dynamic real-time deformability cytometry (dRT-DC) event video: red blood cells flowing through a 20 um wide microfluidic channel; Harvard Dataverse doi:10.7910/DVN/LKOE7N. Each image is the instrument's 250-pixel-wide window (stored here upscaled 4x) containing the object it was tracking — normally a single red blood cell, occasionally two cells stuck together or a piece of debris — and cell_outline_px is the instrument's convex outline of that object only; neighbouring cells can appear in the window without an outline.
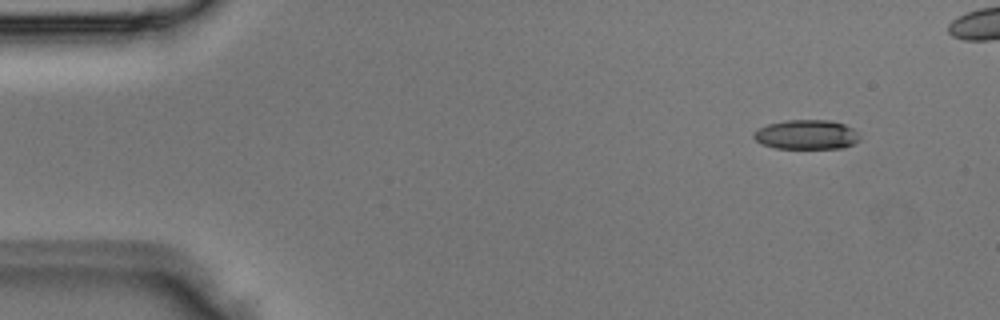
{"species": "Egyptian fruit bat (a non-hibernating species)", "species_latin": "Rousettus aegyptiacus", "temperature_condition": "room temperature", "stored_images_in_passage": 4, "camera_frame_rate_fps": 3000, "um_per_image_px": 0.085, "animal": {"sex": "male"}, "frame": {"image": 1, "passage_image": 1, "time_ms": 0.0, "image_size_px": [1000, 320], "cell_outline_px": [[860, 140], [844, 148], [776, 148], [760, 144], [752, 136], [752, 132], [768, 124], [788, 120], [828, 120], [844, 124], [860, 132]], "centroid_in_image_um": [68.56, 11.44], "position_along_channel_um": 16.4, "area_um2": 18.32}}